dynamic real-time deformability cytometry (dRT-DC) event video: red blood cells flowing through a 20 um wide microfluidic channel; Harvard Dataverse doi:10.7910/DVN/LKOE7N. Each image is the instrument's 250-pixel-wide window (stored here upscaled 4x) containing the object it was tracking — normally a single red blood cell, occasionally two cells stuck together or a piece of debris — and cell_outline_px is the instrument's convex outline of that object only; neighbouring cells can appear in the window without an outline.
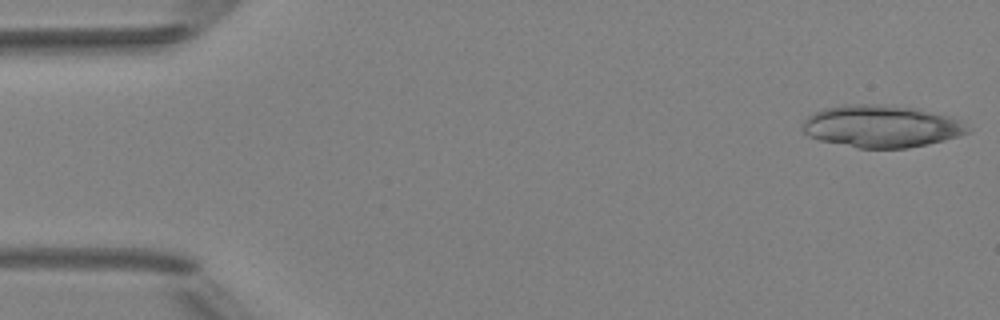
{"species": "Egyptian fruit bat (a non-hibernating species)", "species_latin": "Rousettus aegyptiacus", "temperature_condition": "room temperature", "stored_images_in_passage": 4, "camera_frame_rate_fps": 3000, "um_per_image_px": 0.085, "animal": {"sex": "female"}, "frame": {"image": 1, "passage_image": 1, "time_ms": 0.0, "image_size_px": [1000, 320], "cell_outline_px": [[976, 128], [972, 132], [944, 140], [928, 144], [908, 148], [856, 148], [820, 140], [808, 136], [804, 132], [804, 120], [808, 116], [824, 108], [848, 104], [872, 104], [920, 108], [948, 116], [960, 120]], "centroid_in_image_um": [75.0, 10.74], "position_along_channel_um": 10.0, "area_um2": 40.92}}